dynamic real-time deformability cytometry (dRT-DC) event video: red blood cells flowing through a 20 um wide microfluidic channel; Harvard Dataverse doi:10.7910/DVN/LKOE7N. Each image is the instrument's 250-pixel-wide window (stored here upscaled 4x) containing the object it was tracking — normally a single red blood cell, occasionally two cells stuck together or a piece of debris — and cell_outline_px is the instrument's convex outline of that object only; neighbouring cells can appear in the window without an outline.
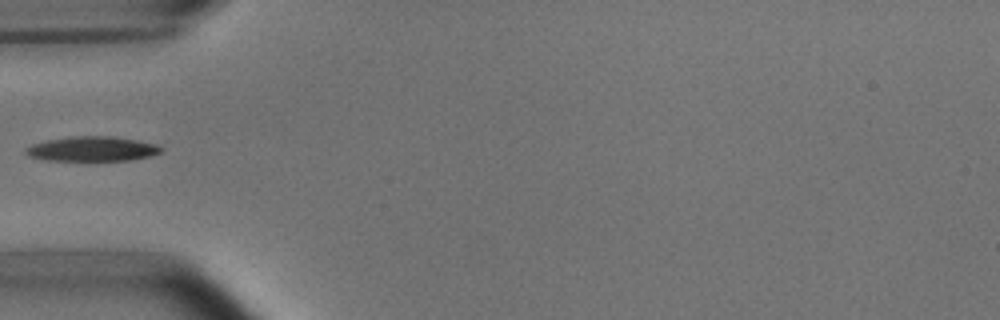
{"species": "common noctule bat (a hibernating species)", "species_latin": "Nyctalus noctula", "temperature_condition": "room temperature", "stored_images_in_passage": 30, "camera_frame_rate_fps": 3000, "um_per_image_px": 0.085, "animal": {"sex": "male", "body_mass_g": 15.6}, "frame": {"image": 1, "passage_image": 1, "time_ms": 0.0, "image_size_px": [1000, 320], "cell_outline_px": [[164, 148], [160, 152], [148, 156], [128, 160], [48, 160], [28, 156], [24, 152], [24, 148], [32, 144], [44, 140], [72, 136], [112, 136], [136, 140], [156, 144]], "centroid_in_image_um": [7.78, 12.64], "position_along_channel_um": 77.2, "area_um2": 19.42}}
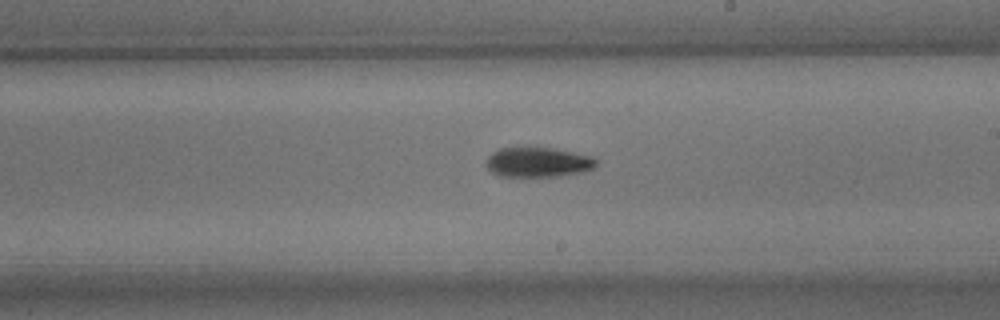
{"frame": {"image": 2, "passage_image": 14, "time_ms": 4.333, "image_size_px": [1000, 320], "cell_outline_px": [[596, 164], [592, 168], [580, 172], [556, 176], [500, 176], [492, 172], [488, 168], [488, 156], [492, 152], [500, 148], [552, 148], [592, 156], [596, 160]], "centroid_in_image_um": [45.72, 13.78], "position_along_channel_um": 243.3, "area_um2": 18.67}}
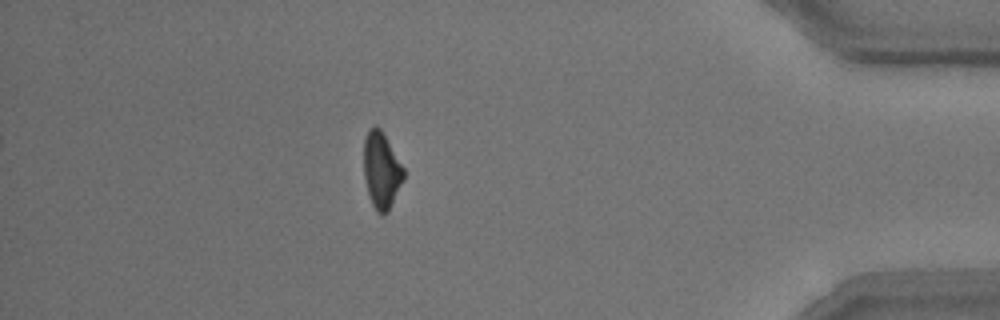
{"frame": {"image": 3, "passage_image": 30, "time_ms": 9.667, "image_size_px": [1000, 320], "cell_outline_px": [[404, 180], [388, 212], [376, 212], [372, 204], [368, 192], [364, 176], [364, 140], [368, 132], [372, 128], [380, 128], [384, 132], [404, 168]], "centroid_in_image_um": [32.44, 14.48], "position_along_channel_um": 402.8, "area_um2": 17.57}}